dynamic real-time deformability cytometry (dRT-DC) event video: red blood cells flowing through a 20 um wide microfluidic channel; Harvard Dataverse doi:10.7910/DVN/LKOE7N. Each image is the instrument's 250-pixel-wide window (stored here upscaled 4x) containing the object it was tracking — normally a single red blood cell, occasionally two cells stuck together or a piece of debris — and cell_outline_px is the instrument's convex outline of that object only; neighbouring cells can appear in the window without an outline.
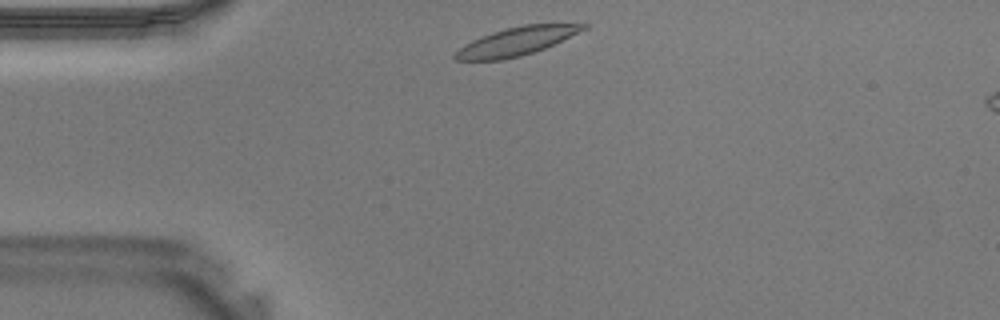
{"species": "Egyptian fruit bat (a non-hibernating species)", "species_latin": "Rousettus aegyptiacus", "temperature_condition": "warm", "stored_images_in_passage": 26, "camera_frame_rate_fps": 3000, "um_per_image_px": 0.085, "animal": {"sex": "male"}, "frame": {"image": 1, "passage_image": 1, "time_ms": 0.0, "image_size_px": [1000, 320], "cell_outline_px": [[588, 28], [544, 48], [520, 56], [500, 60], [452, 60], [452, 56], [464, 44], [472, 40], [492, 32], [524, 24], [588, 24]], "centroid_in_image_um": [43.86, 3.52], "position_along_channel_um": 41.1, "area_um2": 20.75}}
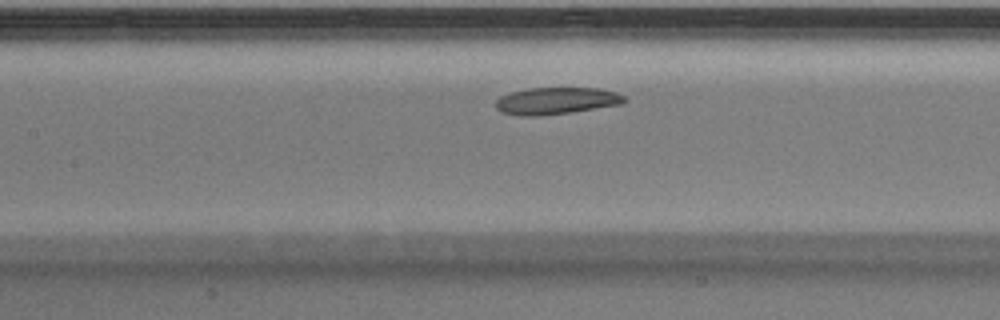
{"frame": {"image": 2, "passage_image": 10, "time_ms": 3.0, "image_size_px": [1000, 320], "cell_outline_px": [[628, 100], [620, 104], [568, 112], [536, 116], [520, 116], [500, 112], [496, 108], [496, 100], [500, 96], [512, 92], [528, 88], [600, 88], [616, 92], [624, 96]], "centroid_in_image_um": [47.25, 8.56], "position_along_channel_um": 160.1, "area_um2": 20.06}}
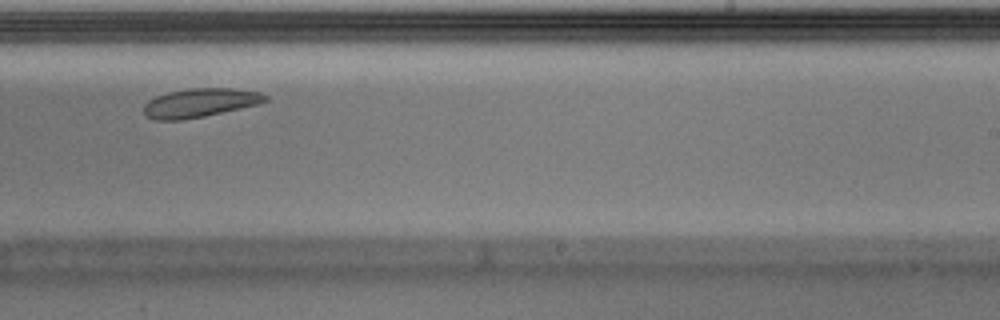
{"frame": {"image": 3, "passage_image": 17, "time_ms": 5.333, "image_size_px": [1000, 320], "cell_outline_px": [[268, 100], [260, 104], [204, 116], [180, 120], [156, 120], [144, 116], [144, 104], [148, 100], [156, 96], [168, 92], [188, 88], [232, 88], [260, 92], [268, 96]], "centroid_in_image_um": [16.99, 8.73], "position_along_channel_um": 272.0, "area_um2": 20.52}}